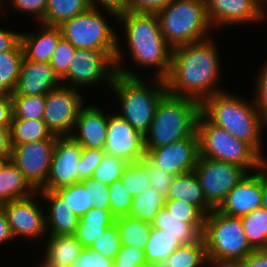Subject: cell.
I'll return each mask as SVG.
<instances>
[{
	"instance_id": "6da1fadb",
	"label": "cell",
	"mask_w": 267,
	"mask_h": 267,
	"mask_svg": "<svg viewBox=\"0 0 267 267\" xmlns=\"http://www.w3.org/2000/svg\"><path fill=\"white\" fill-rule=\"evenodd\" d=\"M214 40L211 37L172 49L170 70L164 79L169 95L189 97L201 103L204 99L225 91L218 86L222 72Z\"/></svg>"
},
{
	"instance_id": "7a4b0ae2",
	"label": "cell",
	"mask_w": 267,
	"mask_h": 267,
	"mask_svg": "<svg viewBox=\"0 0 267 267\" xmlns=\"http://www.w3.org/2000/svg\"><path fill=\"white\" fill-rule=\"evenodd\" d=\"M128 54L135 66L155 69L152 77L165 79L168 76L172 57V47L160 30L156 13L126 11L118 15ZM155 75V76H154Z\"/></svg>"
},
{
	"instance_id": "3957f363",
	"label": "cell",
	"mask_w": 267,
	"mask_h": 267,
	"mask_svg": "<svg viewBox=\"0 0 267 267\" xmlns=\"http://www.w3.org/2000/svg\"><path fill=\"white\" fill-rule=\"evenodd\" d=\"M251 100L225 90L204 99L200 103V113L210 123L250 144L267 160L262 152L264 143L261 141L264 140L261 135H264V127L267 128V125L258 112L254 99Z\"/></svg>"
},
{
	"instance_id": "277c9868",
	"label": "cell",
	"mask_w": 267,
	"mask_h": 267,
	"mask_svg": "<svg viewBox=\"0 0 267 267\" xmlns=\"http://www.w3.org/2000/svg\"><path fill=\"white\" fill-rule=\"evenodd\" d=\"M142 77H126L115 74L111 90L116 94L119 109L118 115L129 122L132 127L145 135L152 123L156 108L161 99L168 93L165 80L155 78L149 83ZM154 86H153V85Z\"/></svg>"
},
{
	"instance_id": "5b68a950",
	"label": "cell",
	"mask_w": 267,
	"mask_h": 267,
	"mask_svg": "<svg viewBox=\"0 0 267 267\" xmlns=\"http://www.w3.org/2000/svg\"><path fill=\"white\" fill-rule=\"evenodd\" d=\"M101 11L90 7L85 12L64 21L58 26L62 37L77 49L117 50L114 59L116 73L126 77H141L124 65L125 51L119 46L118 41L120 34L118 36Z\"/></svg>"
},
{
	"instance_id": "8992f818",
	"label": "cell",
	"mask_w": 267,
	"mask_h": 267,
	"mask_svg": "<svg viewBox=\"0 0 267 267\" xmlns=\"http://www.w3.org/2000/svg\"><path fill=\"white\" fill-rule=\"evenodd\" d=\"M200 102L168 93L161 99L145 137V148H159L186 139L196 132Z\"/></svg>"
},
{
	"instance_id": "52a82bcc",
	"label": "cell",
	"mask_w": 267,
	"mask_h": 267,
	"mask_svg": "<svg viewBox=\"0 0 267 267\" xmlns=\"http://www.w3.org/2000/svg\"><path fill=\"white\" fill-rule=\"evenodd\" d=\"M202 237L210 267L238 263L254 251L241 218L221 213L217 208L206 215Z\"/></svg>"
},
{
	"instance_id": "ba28073f",
	"label": "cell",
	"mask_w": 267,
	"mask_h": 267,
	"mask_svg": "<svg viewBox=\"0 0 267 267\" xmlns=\"http://www.w3.org/2000/svg\"><path fill=\"white\" fill-rule=\"evenodd\" d=\"M156 15L162 35L172 48L213 37L205 0H173Z\"/></svg>"
},
{
	"instance_id": "9c48e42d",
	"label": "cell",
	"mask_w": 267,
	"mask_h": 267,
	"mask_svg": "<svg viewBox=\"0 0 267 267\" xmlns=\"http://www.w3.org/2000/svg\"><path fill=\"white\" fill-rule=\"evenodd\" d=\"M196 133L199 140V157L235 164L248 173L258 170L265 161L250 144L210 123L201 113L197 120Z\"/></svg>"
},
{
	"instance_id": "30bf717a",
	"label": "cell",
	"mask_w": 267,
	"mask_h": 267,
	"mask_svg": "<svg viewBox=\"0 0 267 267\" xmlns=\"http://www.w3.org/2000/svg\"><path fill=\"white\" fill-rule=\"evenodd\" d=\"M117 50L77 49L69 62L67 73L60 79L63 85L76 88L93 87L99 82L111 87L116 74Z\"/></svg>"
},
{
	"instance_id": "8fae6325",
	"label": "cell",
	"mask_w": 267,
	"mask_h": 267,
	"mask_svg": "<svg viewBox=\"0 0 267 267\" xmlns=\"http://www.w3.org/2000/svg\"><path fill=\"white\" fill-rule=\"evenodd\" d=\"M194 173L198 177L205 199L216 209L248 172L235 164L199 157Z\"/></svg>"
},
{
	"instance_id": "7c38bea8",
	"label": "cell",
	"mask_w": 267,
	"mask_h": 267,
	"mask_svg": "<svg viewBox=\"0 0 267 267\" xmlns=\"http://www.w3.org/2000/svg\"><path fill=\"white\" fill-rule=\"evenodd\" d=\"M81 91L61 84L45 95L43 121L54 136H70L81 108L85 105Z\"/></svg>"
},
{
	"instance_id": "4fadbf2b",
	"label": "cell",
	"mask_w": 267,
	"mask_h": 267,
	"mask_svg": "<svg viewBox=\"0 0 267 267\" xmlns=\"http://www.w3.org/2000/svg\"><path fill=\"white\" fill-rule=\"evenodd\" d=\"M37 196H39L38 191L32 196L0 205L5 212L14 239L17 237L30 241L42 240L43 237L46 239L45 209H42L43 205L41 207Z\"/></svg>"
},
{
	"instance_id": "5bb4252c",
	"label": "cell",
	"mask_w": 267,
	"mask_h": 267,
	"mask_svg": "<svg viewBox=\"0 0 267 267\" xmlns=\"http://www.w3.org/2000/svg\"><path fill=\"white\" fill-rule=\"evenodd\" d=\"M55 142L56 140H39L11 145L10 160L36 191L48 179Z\"/></svg>"
},
{
	"instance_id": "9a60e30c",
	"label": "cell",
	"mask_w": 267,
	"mask_h": 267,
	"mask_svg": "<svg viewBox=\"0 0 267 267\" xmlns=\"http://www.w3.org/2000/svg\"><path fill=\"white\" fill-rule=\"evenodd\" d=\"M82 149L71 136L56 137L48 179L38 191H57L80 182Z\"/></svg>"
},
{
	"instance_id": "2e32d148",
	"label": "cell",
	"mask_w": 267,
	"mask_h": 267,
	"mask_svg": "<svg viewBox=\"0 0 267 267\" xmlns=\"http://www.w3.org/2000/svg\"><path fill=\"white\" fill-rule=\"evenodd\" d=\"M266 2L267 0H205L213 29L262 22L267 17Z\"/></svg>"
},
{
	"instance_id": "e0dca14e",
	"label": "cell",
	"mask_w": 267,
	"mask_h": 267,
	"mask_svg": "<svg viewBox=\"0 0 267 267\" xmlns=\"http://www.w3.org/2000/svg\"><path fill=\"white\" fill-rule=\"evenodd\" d=\"M106 154L122 158L128 163L139 162L146 156L145 137L117 112L108 113Z\"/></svg>"
},
{
	"instance_id": "ac0fdd59",
	"label": "cell",
	"mask_w": 267,
	"mask_h": 267,
	"mask_svg": "<svg viewBox=\"0 0 267 267\" xmlns=\"http://www.w3.org/2000/svg\"><path fill=\"white\" fill-rule=\"evenodd\" d=\"M146 157L155 166L175 176L193 172L199 159L197 133L166 146L146 148Z\"/></svg>"
},
{
	"instance_id": "d6986e66",
	"label": "cell",
	"mask_w": 267,
	"mask_h": 267,
	"mask_svg": "<svg viewBox=\"0 0 267 267\" xmlns=\"http://www.w3.org/2000/svg\"><path fill=\"white\" fill-rule=\"evenodd\" d=\"M262 197V176L259 168L254 173H247L217 209L226 215L241 217L261 208Z\"/></svg>"
},
{
	"instance_id": "ffe728a7",
	"label": "cell",
	"mask_w": 267,
	"mask_h": 267,
	"mask_svg": "<svg viewBox=\"0 0 267 267\" xmlns=\"http://www.w3.org/2000/svg\"><path fill=\"white\" fill-rule=\"evenodd\" d=\"M61 84L49 63L34 62L24 56L18 82L11 96L46 95Z\"/></svg>"
},
{
	"instance_id": "44dd1931",
	"label": "cell",
	"mask_w": 267,
	"mask_h": 267,
	"mask_svg": "<svg viewBox=\"0 0 267 267\" xmlns=\"http://www.w3.org/2000/svg\"><path fill=\"white\" fill-rule=\"evenodd\" d=\"M96 105H84L78 115L71 137L82 148L102 149L107 138L108 113Z\"/></svg>"
},
{
	"instance_id": "7402d4cb",
	"label": "cell",
	"mask_w": 267,
	"mask_h": 267,
	"mask_svg": "<svg viewBox=\"0 0 267 267\" xmlns=\"http://www.w3.org/2000/svg\"><path fill=\"white\" fill-rule=\"evenodd\" d=\"M39 198L47 203L45 209L47 235H74L79 217L55 191H38Z\"/></svg>"
},
{
	"instance_id": "603a6c76",
	"label": "cell",
	"mask_w": 267,
	"mask_h": 267,
	"mask_svg": "<svg viewBox=\"0 0 267 267\" xmlns=\"http://www.w3.org/2000/svg\"><path fill=\"white\" fill-rule=\"evenodd\" d=\"M39 31L21 33L24 56L34 62L49 63L51 56L62 38L59 27L38 23Z\"/></svg>"
},
{
	"instance_id": "cb8c5ba5",
	"label": "cell",
	"mask_w": 267,
	"mask_h": 267,
	"mask_svg": "<svg viewBox=\"0 0 267 267\" xmlns=\"http://www.w3.org/2000/svg\"><path fill=\"white\" fill-rule=\"evenodd\" d=\"M166 200L186 201L188 204L198 207L205 215L214 210L205 199L200 182L194 171L174 177Z\"/></svg>"
},
{
	"instance_id": "d4e9b609",
	"label": "cell",
	"mask_w": 267,
	"mask_h": 267,
	"mask_svg": "<svg viewBox=\"0 0 267 267\" xmlns=\"http://www.w3.org/2000/svg\"><path fill=\"white\" fill-rule=\"evenodd\" d=\"M36 192L17 166L10 159L6 160L0 168V205Z\"/></svg>"
},
{
	"instance_id": "484cf974",
	"label": "cell",
	"mask_w": 267,
	"mask_h": 267,
	"mask_svg": "<svg viewBox=\"0 0 267 267\" xmlns=\"http://www.w3.org/2000/svg\"><path fill=\"white\" fill-rule=\"evenodd\" d=\"M44 242L42 257L58 267H67L76 262L83 248L74 235H47Z\"/></svg>"
},
{
	"instance_id": "4316f807",
	"label": "cell",
	"mask_w": 267,
	"mask_h": 267,
	"mask_svg": "<svg viewBox=\"0 0 267 267\" xmlns=\"http://www.w3.org/2000/svg\"><path fill=\"white\" fill-rule=\"evenodd\" d=\"M114 222L115 218L112 216L111 210H101L92 207L86 214L79 218L74 236L83 248H90L100 234L114 224Z\"/></svg>"
},
{
	"instance_id": "83f0119b",
	"label": "cell",
	"mask_w": 267,
	"mask_h": 267,
	"mask_svg": "<svg viewBox=\"0 0 267 267\" xmlns=\"http://www.w3.org/2000/svg\"><path fill=\"white\" fill-rule=\"evenodd\" d=\"M207 267L209 265L203 237L188 244H182L169 257L157 261L151 267Z\"/></svg>"
},
{
	"instance_id": "f1b7e54d",
	"label": "cell",
	"mask_w": 267,
	"mask_h": 267,
	"mask_svg": "<svg viewBox=\"0 0 267 267\" xmlns=\"http://www.w3.org/2000/svg\"><path fill=\"white\" fill-rule=\"evenodd\" d=\"M151 225L166 231L171 236L178 237L183 244L199 240L204 230V224H189L180 221L179 218L171 214L165 207L161 208L155 215Z\"/></svg>"
},
{
	"instance_id": "f546056e",
	"label": "cell",
	"mask_w": 267,
	"mask_h": 267,
	"mask_svg": "<svg viewBox=\"0 0 267 267\" xmlns=\"http://www.w3.org/2000/svg\"><path fill=\"white\" fill-rule=\"evenodd\" d=\"M10 145L25 144L39 140H56L57 136L48 129L43 120L12 119L10 128Z\"/></svg>"
},
{
	"instance_id": "4dcf8cb0",
	"label": "cell",
	"mask_w": 267,
	"mask_h": 267,
	"mask_svg": "<svg viewBox=\"0 0 267 267\" xmlns=\"http://www.w3.org/2000/svg\"><path fill=\"white\" fill-rule=\"evenodd\" d=\"M23 59L21 43L13 50L0 53V94L11 95L14 92Z\"/></svg>"
},
{
	"instance_id": "1f68e13d",
	"label": "cell",
	"mask_w": 267,
	"mask_h": 267,
	"mask_svg": "<svg viewBox=\"0 0 267 267\" xmlns=\"http://www.w3.org/2000/svg\"><path fill=\"white\" fill-rule=\"evenodd\" d=\"M114 223L119 231L121 245L141 250L146 248V241L151 233V223L130 216L116 218Z\"/></svg>"
},
{
	"instance_id": "d6a6232c",
	"label": "cell",
	"mask_w": 267,
	"mask_h": 267,
	"mask_svg": "<svg viewBox=\"0 0 267 267\" xmlns=\"http://www.w3.org/2000/svg\"><path fill=\"white\" fill-rule=\"evenodd\" d=\"M90 7L89 0H47L45 17L40 23L58 27Z\"/></svg>"
},
{
	"instance_id": "836d02e7",
	"label": "cell",
	"mask_w": 267,
	"mask_h": 267,
	"mask_svg": "<svg viewBox=\"0 0 267 267\" xmlns=\"http://www.w3.org/2000/svg\"><path fill=\"white\" fill-rule=\"evenodd\" d=\"M182 244L178 237L171 236L164 230L152 227L144 249L148 266H152L157 261L169 257Z\"/></svg>"
},
{
	"instance_id": "e575fe53",
	"label": "cell",
	"mask_w": 267,
	"mask_h": 267,
	"mask_svg": "<svg viewBox=\"0 0 267 267\" xmlns=\"http://www.w3.org/2000/svg\"><path fill=\"white\" fill-rule=\"evenodd\" d=\"M240 218L250 246L254 250L267 249V210L261 207Z\"/></svg>"
},
{
	"instance_id": "d590c367",
	"label": "cell",
	"mask_w": 267,
	"mask_h": 267,
	"mask_svg": "<svg viewBox=\"0 0 267 267\" xmlns=\"http://www.w3.org/2000/svg\"><path fill=\"white\" fill-rule=\"evenodd\" d=\"M165 201L166 197L149 187L141 195L133 197L128 216L151 223Z\"/></svg>"
},
{
	"instance_id": "8d00e7d4",
	"label": "cell",
	"mask_w": 267,
	"mask_h": 267,
	"mask_svg": "<svg viewBox=\"0 0 267 267\" xmlns=\"http://www.w3.org/2000/svg\"><path fill=\"white\" fill-rule=\"evenodd\" d=\"M55 192L79 218L93 207L94 198L91 196L89 188H85L81 182L58 189Z\"/></svg>"
},
{
	"instance_id": "74e56055",
	"label": "cell",
	"mask_w": 267,
	"mask_h": 267,
	"mask_svg": "<svg viewBox=\"0 0 267 267\" xmlns=\"http://www.w3.org/2000/svg\"><path fill=\"white\" fill-rule=\"evenodd\" d=\"M12 119L43 120L45 110V95L11 96Z\"/></svg>"
},
{
	"instance_id": "f35d334b",
	"label": "cell",
	"mask_w": 267,
	"mask_h": 267,
	"mask_svg": "<svg viewBox=\"0 0 267 267\" xmlns=\"http://www.w3.org/2000/svg\"><path fill=\"white\" fill-rule=\"evenodd\" d=\"M120 180L132 197L141 195L150 187L147 167L141 161L129 163Z\"/></svg>"
},
{
	"instance_id": "ab89813d",
	"label": "cell",
	"mask_w": 267,
	"mask_h": 267,
	"mask_svg": "<svg viewBox=\"0 0 267 267\" xmlns=\"http://www.w3.org/2000/svg\"><path fill=\"white\" fill-rule=\"evenodd\" d=\"M128 164L129 163L122 158L105 153L91 178L109 186L115 180L121 178Z\"/></svg>"
},
{
	"instance_id": "60d3db41",
	"label": "cell",
	"mask_w": 267,
	"mask_h": 267,
	"mask_svg": "<svg viewBox=\"0 0 267 267\" xmlns=\"http://www.w3.org/2000/svg\"><path fill=\"white\" fill-rule=\"evenodd\" d=\"M109 187L110 210L112 216L116 219L128 216L133 201L129 191L123 186L120 179L115 180Z\"/></svg>"
},
{
	"instance_id": "b9f144b4",
	"label": "cell",
	"mask_w": 267,
	"mask_h": 267,
	"mask_svg": "<svg viewBox=\"0 0 267 267\" xmlns=\"http://www.w3.org/2000/svg\"><path fill=\"white\" fill-rule=\"evenodd\" d=\"M120 246L119 231L114 223L100 234L90 248L114 260L120 250Z\"/></svg>"
},
{
	"instance_id": "7bdbcfd3",
	"label": "cell",
	"mask_w": 267,
	"mask_h": 267,
	"mask_svg": "<svg viewBox=\"0 0 267 267\" xmlns=\"http://www.w3.org/2000/svg\"><path fill=\"white\" fill-rule=\"evenodd\" d=\"M164 207L180 221L189 224H205L206 215L198 207L186 201L166 200Z\"/></svg>"
},
{
	"instance_id": "ee69618b",
	"label": "cell",
	"mask_w": 267,
	"mask_h": 267,
	"mask_svg": "<svg viewBox=\"0 0 267 267\" xmlns=\"http://www.w3.org/2000/svg\"><path fill=\"white\" fill-rule=\"evenodd\" d=\"M75 50L76 48L63 37L59 40L49 62L59 79L67 73L69 62L74 56Z\"/></svg>"
},
{
	"instance_id": "f6af8a7d",
	"label": "cell",
	"mask_w": 267,
	"mask_h": 267,
	"mask_svg": "<svg viewBox=\"0 0 267 267\" xmlns=\"http://www.w3.org/2000/svg\"><path fill=\"white\" fill-rule=\"evenodd\" d=\"M141 162L147 167L150 187L166 197L175 175L155 166L146 156Z\"/></svg>"
},
{
	"instance_id": "bcb514c9",
	"label": "cell",
	"mask_w": 267,
	"mask_h": 267,
	"mask_svg": "<svg viewBox=\"0 0 267 267\" xmlns=\"http://www.w3.org/2000/svg\"><path fill=\"white\" fill-rule=\"evenodd\" d=\"M113 267H149L144 250L137 247L120 246V250L113 260Z\"/></svg>"
},
{
	"instance_id": "7dc6e473",
	"label": "cell",
	"mask_w": 267,
	"mask_h": 267,
	"mask_svg": "<svg viewBox=\"0 0 267 267\" xmlns=\"http://www.w3.org/2000/svg\"><path fill=\"white\" fill-rule=\"evenodd\" d=\"M254 102L264 123L267 125V61L256 76Z\"/></svg>"
},
{
	"instance_id": "c3c4849f",
	"label": "cell",
	"mask_w": 267,
	"mask_h": 267,
	"mask_svg": "<svg viewBox=\"0 0 267 267\" xmlns=\"http://www.w3.org/2000/svg\"><path fill=\"white\" fill-rule=\"evenodd\" d=\"M81 183L85 186V188H89L90 194L94 198V208L110 210V191L108 186L91 177L82 180Z\"/></svg>"
},
{
	"instance_id": "681fc988",
	"label": "cell",
	"mask_w": 267,
	"mask_h": 267,
	"mask_svg": "<svg viewBox=\"0 0 267 267\" xmlns=\"http://www.w3.org/2000/svg\"><path fill=\"white\" fill-rule=\"evenodd\" d=\"M67 267H113V260L92 248H82L76 262Z\"/></svg>"
},
{
	"instance_id": "f907efd6",
	"label": "cell",
	"mask_w": 267,
	"mask_h": 267,
	"mask_svg": "<svg viewBox=\"0 0 267 267\" xmlns=\"http://www.w3.org/2000/svg\"><path fill=\"white\" fill-rule=\"evenodd\" d=\"M105 152L102 149L83 148L80 159V182L92 177Z\"/></svg>"
},
{
	"instance_id": "816d5d0a",
	"label": "cell",
	"mask_w": 267,
	"mask_h": 267,
	"mask_svg": "<svg viewBox=\"0 0 267 267\" xmlns=\"http://www.w3.org/2000/svg\"><path fill=\"white\" fill-rule=\"evenodd\" d=\"M11 4L14 11H18L21 13H29L30 16H35L38 19L36 23H40L44 17L47 10V0H8Z\"/></svg>"
},
{
	"instance_id": "f5cc1de1",
	"label": "cell",
	"mask_w": 267,
	"mask_h": 267,
	"mask_svg": "<svg viewBox=\"0 0 267 267\" xmlns=\"http://www.w3.org/2000/svg\"><path fill=\"white\" fill-rule=\"evenodd\" d=\"M173 0H127L126 11L157 13Z\"/></svg>"
},
{
	"instance_id": "db71d44e",
	"label": "cell",
	"mask_w": 267,
	"mask_h": 267,
	"mask_svg": "<svg viewBox=\"0 0 267 267\" xmlns=\"http://www.w3.org/2000/svg\"><path fill=\"white\" fill-rule=\"evenodd\" d=\"M89 2L92 8L105 10L108 15L115 18V21L118 15L126 12L127 8V0H89Z\"/></svg>"
},
{
	"instance_id": "11a10c76",
	"label": "cell",
	"mask_w": 267,
	"mask_h": 267,
	"mask_svg": "<svg viewBox=\"0 0 267 267\" xmlns=\"http://www.w3.org/2000/svg\"><path fill=\"white\" fill-rule=\"evenodd\" d=\"M21 43V32L0 27V53L15 49Z\"/></svg>"
},
{
	"instance_id": "9f6ffc18",
	"label": "cell",
	"mask_w": 267,
	"mask_h": 267,
	"mask_svg": "<svg viewBox=\"0 0 267 267\" xmlns=\"http://www.w3.org/2000/svg\"><path fill=\"white\" fill-rule=\"evenodd\" d=\"M237 264L240 267H267V249L254 250Z\"/></svg>"
},
{
	"instance_id": "6f0895ef",
	"label": "cell",
	"mask_w": 267,
	"mask_h": 267,
	"mask_svg": "<svg viewBox=\"0 0 267 267\" xmlns=\"http://www.w3.org/2000/svg\"><path fill=\"white\" fill-rule=\"evenodd\" d=\"M13 118L12 99L9 94H0V126L10 127Z\"/></svg>"
},
{
	"instance_id": "680465c9",
	"label": "cell",
	"mask_w": 267,
	"mask_h": 267,
	"mask_svg": "<svg viewBox=\"0 0 267 267\" xmlns=\"http://www.w3.org/2000/svg\"><path fill=\"white\" fill-rule=\"evenodd\" d=\"M11 240V241H10ZM14 239L10 226L7 221V217L5 215V212L3 208L0 206V246L7 242H12Z\"/></svg>"
},
{
	"instance_id": "91938a15",
	"label": "cell",
	"mask_w": 267,
	"mask_h": 267,
	"mask_svg": "<svg viewBox=\"0 0 267 267\" xmlns=\"http://www.w3.org/2000/svg\"><path fill=\"white\" fill-rule=\"evenodd\" d=\"M9 128L0 126V157L11 156Z\"/></svg>"
},
{
	"instance_id": "94428289",
	"label": "cell",
	"mask_w": 267,
	"mask_h": 267,
	"mask_svg": "<svg viewBox=\"0 0 267 267\" xmlns=\"http://www.w3.org/2000/svg\"><path fill=\"white\" fill-rule=\"evenodd\" d=\"M260 175L262 176L263 197L261 207L267 210V160L260 166Z\"/></svg>"
},
{
	"instance_id": "6125c7cd",
	"label": "cell",
	"mask_w": 267,
	"mask_h": 267,
	"mask_svg": "<svg viewBox=\"0 0 267 267\" xmlns=\"http://www.w3.org/2000/svg\"><path fill=\"white\" fill-rule=\"evenodd\" d=\"M42 262L40 263V265L37 267H58L55 264H52L51 262H49L48 260H46L44 257L41 260Z\"/></svg>"
},
{
	"instance_id": "be15d7a7",
	"label": "cell",
	"mask_w": 267,
	"mask_h": 267,
	"mask_svg": "<svg viewBox=\"0 0 267 267\" xmlns=\"http://www.w3.org/2000/svg\"><path fill=\"white\" fill-rule=\"evenodd\" d=\"M5 3H4V1L3 0H0V12L2 13L3 12V14H1V15H4V12H6L7 11V9L5 10V8L7 7L6 6V4L4 5ZM3 5H4V7H3Z\"/></svg>"
},
{
	"instance_id": "e7e4bbea",
	"label": "cell",
	"mask_w": 267,
	"mask_h": 267,
	"mask_svg": "<svg viewBox=\"0 0 267 267\" xmlns=\"http://www.w3.org/2000/svg\"><path fill=\"white\" fill-rule=\"evenodd\" d=\"M216 267H240L237 263L235 264H222Z\"/></svg>"
},
{
	"instance_id": "03108f58",
	"label": "cell",
	"mask_w": 267,
	"mask_h": 267,
	"mask_svg": "<svg viewBox=\"0 0 267 267\" xmlns=\"http://www.w3.org/2000/svg\"><path fill=\"white\" fill-rule=\"evenodd\" d=\"M10 159V157H0V168L5 163L6 160Z\"/></svg>"
}]
</instances>
